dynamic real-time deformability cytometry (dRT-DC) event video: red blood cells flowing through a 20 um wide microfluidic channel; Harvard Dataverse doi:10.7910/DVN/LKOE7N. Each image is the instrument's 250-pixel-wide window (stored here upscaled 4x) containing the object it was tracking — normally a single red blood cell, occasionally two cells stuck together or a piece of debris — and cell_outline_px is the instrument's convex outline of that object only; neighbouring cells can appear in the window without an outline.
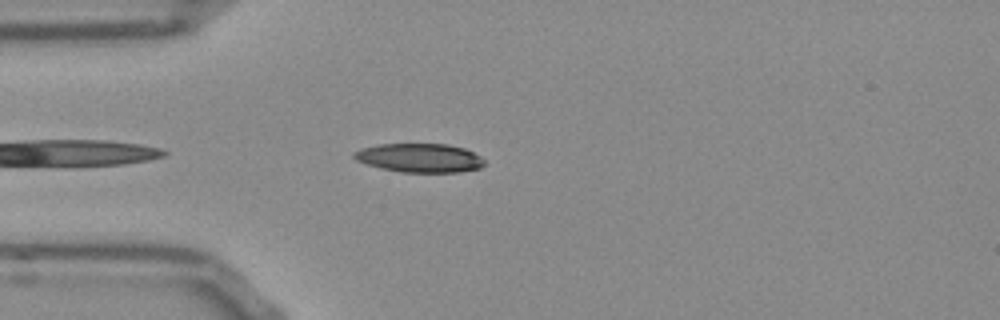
{"species": "Egyptian fruit bat (a non-hibernating species)", "species_latin": "Rousettus aegyptiacus", "temperature_condition": "room temperature", "stored_images_in_passage": 35, "camera_frame_rate_fps": 3000, "um_per_image_px": 0.085, "frame": {"image": 1, "passage_image": 3, "time_ms": 0.667, "image_size_px": [1000, 320], "cell_outline_px": [[484, 164], [480, 168], [460, 172], [400, 172], [380, 168], [356, 160], [352, 156], [352, 152], [360, 148], [380, 144], [448, 144], [464, 148], [480, 156], [484, 160]], "centroid_in_image_um": [35.65, 13.42], "position_along_channel_um": 49.4, "area_um2": 21.96}}
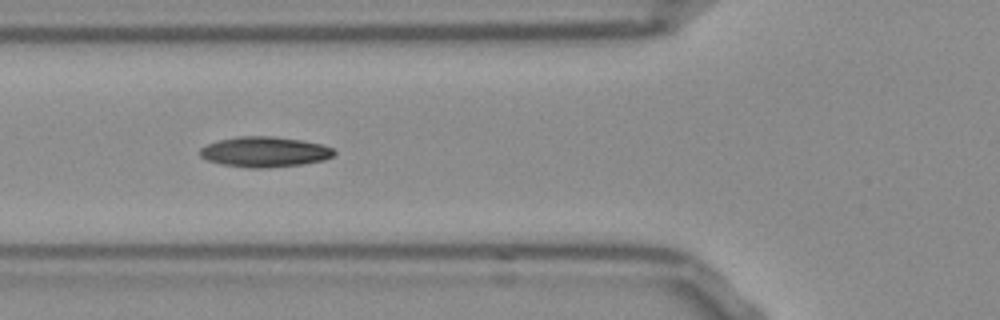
{"frame": {"image": 2, "passage_image": 8, "time_ms": 2.333, "image_size_px": [1000, 320], "cell_outline_px": [[336, 152], [332, 156], [324, 160], [304, 164], [264, 168], [248, 168], [220, 164], [208, 160], [200, 156], [200, 148], [208, 144], [220, 140], [236, 136], [276, 136], [304, 140], [320, 144], [332, 148]], "centroid_in_image_um": [22.5, 12.91], "position_along_channel_um": 103.3, "area_um2": 23.81}}
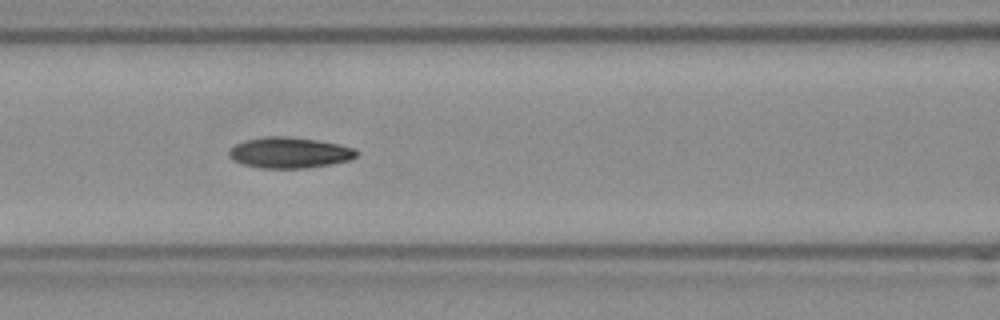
{"frame": {"image": 3, "passage_image": 11, "time_ms": 3.333, "image_size_px": [1000, 320], "cell_outline_px": [[360, 152], [352, 160], [332, 164], [304, 168], [260, 168], [244, 164], [232, 160], [228, 156], [228, 152], [236, 144], [244, 140], [264, 136], [284, 136], [316, 140], [340, 144], [356, 148]], "centroid_in_image_um": [24.64, 12.97], "position_along_channel_um": 142.0, "area_um2": 23.12}, "authors_computed_cell_mechanics": {"area_um2": 22.6576, "velocity_mm_per_s": 3.8026, "shape_relaxation_time_tau1_ms": null, "shape_relaxation_time_tau2_ms": 4.1392, "deformation_change_tau1": null, "deformation_change_tau2": 0.1038}}